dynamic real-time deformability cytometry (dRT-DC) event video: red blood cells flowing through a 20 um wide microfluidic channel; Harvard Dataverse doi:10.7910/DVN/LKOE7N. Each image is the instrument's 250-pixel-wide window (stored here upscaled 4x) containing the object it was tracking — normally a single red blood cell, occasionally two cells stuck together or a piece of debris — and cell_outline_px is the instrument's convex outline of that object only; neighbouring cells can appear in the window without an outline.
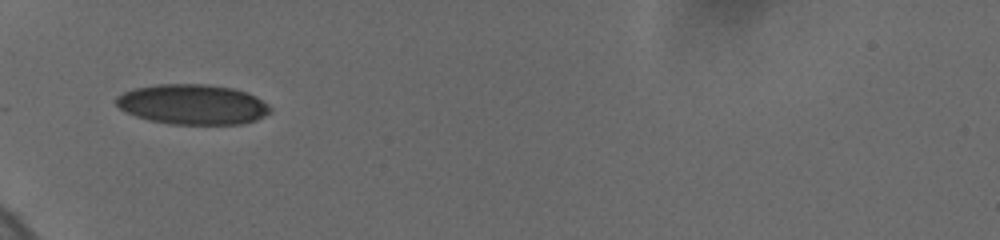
{"species": "human", "species_latin": "Homo sapiens", "temperature_condition": "cold", "stored_images_in_passage": 51, "camera_frame_rate_fps": 3000, "um_per_image_px": 0.085, "donor": {"sex": "female"}, "frame": {"image": 1, "passage_image": 1, "time_ms": 0.0, "image_size_px": [1000, 240], "cell_outline_px": [[272, 112], [256, 120], [240, 124], [168, 124], [148, 120], [136, 116], [120, 108], [116, 104], [116, 96], [124, 92], [136, 88], [160, 84], [200, 84], [232, 88], [256, 96], [268, 104], [272, 108]], "centroid_in_image_um": [16.39, 8.88], "position_along_channel_um": 68.6, "area_um2": 35.89}}
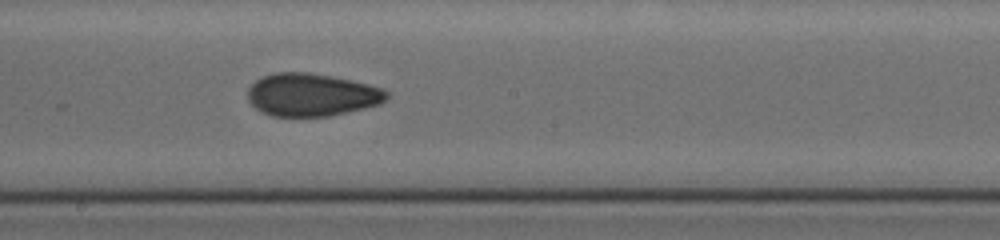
{"frame": {"image": 2, "passage_image": 30, "time_ms": 4.333, "image_size_px": [1000, 240], "cell_outline_px": [[388, 96], [380, 104], [364, 108], [328, 116], [272, 116], [256, 108], [248, 100], [248, 88], [256, 80], [272, 72], [308, 72], [332, 76], [368, 84], [380, 88], [388, 92]], "centroid_in_image_um": [26.47, 8.05], "position_along_channel_um": 221.7, "area_um2": 34.39}}
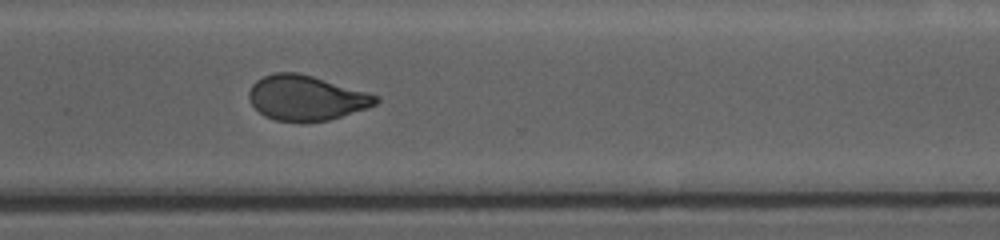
{"frame": {"image": 3, "passage_image": 50, "time_ms": 7.667, "image_size_px": [1000, 240], "cell_outline_px": [[380, 100], [376, 104], [368, 108], [328, 120], [276, 120], [264, 116], [252, 104], [248, 96], [248, 92], [252, 84], [256, 80], [272, 72], [296, 72], [312, 76], [380, 96]], "centroid_in_image_um": [26.02, 8.3], "position_along_channel_um": 344.6, "area_um2": 32.77}}